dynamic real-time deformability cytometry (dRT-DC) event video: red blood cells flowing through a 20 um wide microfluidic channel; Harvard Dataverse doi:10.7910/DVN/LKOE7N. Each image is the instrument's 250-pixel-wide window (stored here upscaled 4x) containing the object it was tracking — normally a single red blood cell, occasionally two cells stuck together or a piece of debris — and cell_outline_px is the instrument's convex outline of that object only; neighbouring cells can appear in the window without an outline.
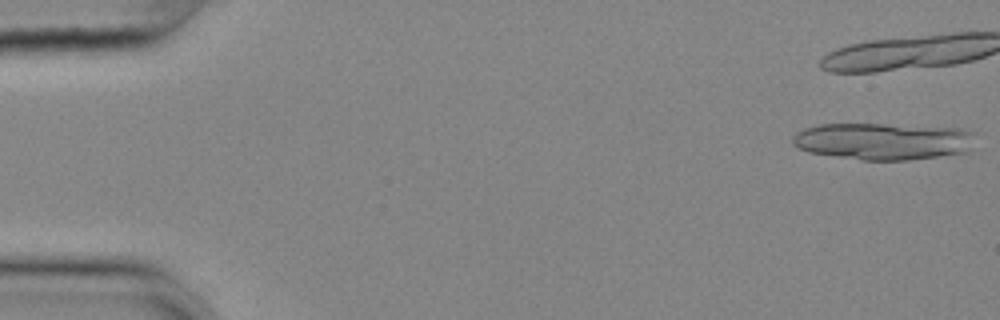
{"species": "common noctule bat (a hibernating species)", "species_latin": "Nyctalus noctula", "temperature_condition": "cold", "stored_images_in_passage": 14, "camera_frame_rate_fps": 3000, "um_per_image_px": 0.085, "animal": {"sex": "female", "body_mass_g": 25.1}, "frame": {"image": 1, "passage_image": 1, "time_ms": 0.0, "image_size_px": [1000, 320], "cell_outline_px": [[976, 132], [968, 152], [908, 160], [864, 160], [808, 152], [792, 144], [792, 136], [796, 132], [804, 128], [820, 124], [884, 124], [960, 128]], "centroid_in_image_um": [75.07, 12.0], "position_along_channel_um": 9.9, "area_um2": 39.42}}